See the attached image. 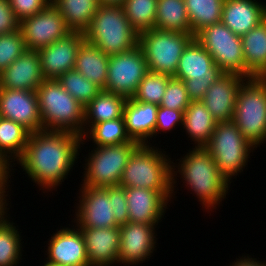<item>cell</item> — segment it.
Listing matches in <instances>:
<instances>
[{
  "mask_svg": "<svg viewBox=\"0 0 266 266\" xmlns=\"http://www.w3.org/2000/svg\"><path fill=\"white\" fill-rule=\"evenodd\" d=\"M178 164L171 161L172 196L178 179L198 198V202L207 212L217 209L230 189V182L217 169L211 153L205 147L189 148L185 156H181ZM176 164V165H175ZM178 165V166H177ZM177 168V169H176ZM177 173H179L178 176ZM175 191V192H174ZM209 210V211H208Z\"/></svg>",
  "mask_w": 266,
  "mask_h": 266,
  "instance_id": "cell-2",
  "label": "cell"
},
{
  "mask_svg": "<svg viewBox=\"0 0 266 266\" xmlns=\"http://www.w3.org/2000/svg\"><path fill=\"white\" fill-rule=\"evenodd\" d=\"M147 72V62L139 45L110 55L107 84L103 90L131 98Z\"/></svg>",
  "mask_w": 266,
  "mask_h": 266,
  "instance_id": "cell-12",
  "label": "cell"
},
{
  "mask_svg": "<svg viewBox=\"0 0 266 266\" xmlns=\"http://www.w3.org/2000/svg\"><path fill=\"white\" fill-rule=\"evenodd\" d=\"M194 38L212 56L223 73H233L245 78V60L242 40L221 21L199 31Z\"/></svg>",
  "mask_w": 266,
  "mask_h": 266,
  "instance_id": "cell-11",
  "label": "cell"
},
{
  "mask_svg": "<svg viewBox=\"0 0 266 266\" xmlns=\"http://www.w3.org/2000/svg\"><path fill=\"white\" fill-rule=\"evenodd\" d=\"M110 200H112V212L114 213L116 225L122 226L129 222L126 188L110 186Z\"/></svg>",
  "mask_w": 266,
  "mask_h": 266,
  "instance_id": "cell-41",
  "label": "cell"
},
{
  "mask_svg": "<svg viewBox=\"0 0 266 266\" xmlns=\"http://www.w3.org/2000/svg\"><path fill=\"white\" fill-rule=\"evenodd\" d=\"M30 134L23 125L0 116V161L9 170V177L14 172L12 162L23 155Z\"/></svg>",
  "mask_w": 266,
  "mask_h": 266,
  "instance_id": "cell-26",
  "label": "cell"
},
{
  "mask_svg": "<svg viewBox=\"0 0 266 266\" xmlns=\"http://www.w3.org/2000/svg\"><path fill=\"white\" fill-rule=\"evenodd\" d=\"M44 80L37 51L26 50L0 73V88L36 91Z\"/></svg>",
  "mask_w": 266,
  "mask_h": 266,
  "instance_id": "cell-22",
  "label": "cell"
},
{
  "mask_svg": "<svg viewBox=\"0 0 266 266\" xmlns=\"http://www.w3.org/2000/svg\"><path fill=\"white\" fill-rule=\"evenodd\" d=\"M221 74L212 56L193 38L184 49L173 77L184 81L191 101H200Z\"/></svg>",
  "mask_w": 266,
  "mask_h": 266,
  "instance_id": "cell-10",
  "label": "cell"
},
{
  "mask_svg": "<svg viewBox=\"0 0 266 266\" xmlns=\"http://www.w3.org/2000/svg\"><path fill=\"white\" fill-rule=\"evenodd\" d=\"M255 148L266 142V78L246 79L239 87L232 120Z\"/></svg>",
  "mask_w": 266,
  "mask_h": 266,
  "instance_id": "cell-6",
  "label": "cell"
},
{
  "mask_svg": "<svg viewBox=\"0 0 266 266\" xmlns=\"http://www.w3.org/2000/svg\"><path fill=\"white\" fill-rule=\"evenodd\" d=\"M80 186L79 203H76L73 219L76 227H117L112 212L110 187Z\"/></svg>",
  "mask_w": 266,
  "mask_h": 266,
  "instance_id": "cell-14",
  "label": "cell"
},
{
  "mask_svg": "<svg viewBox=\"0 0 266 266\" xmlns=\"http://www.w3.org/2000/svg\"><path fill=\"white\" fill-rule=\"evenodd\" d=\"M235 262H232L229 266H266V261H260L251 256H242V258H236ZM263 262V263H262Z\"/></svg>",
  "mask_w": 266,
  "mask_h": 266,
  "instance_id": "cell-45",
  "label": "cell"
},
{
  "mask_svg": "<svg viewBox=\"0 0 266 266\" xmlns=\"http://www.w3.org/2000/svg\"><path fill=\"white\" fill-rule=\"evenodd\" d=\"M27 50L21 30L0 35V73Z\"/></svg>",
  "mask_w": 266,
  "mask_h": 266,
  "instance_id": "cell-38",
  "label": "cell"
},
{
  "mask_svg": "<svg viewBox=\"0 0 266 266\" xmlns=\"http://www.w3.org/2000/svg\"><path fill=\"white\" fill-rule=\"evenodd\" d=\"M192 35L222 20L225 0H184Z\"/></svg>",
  "mask_w": 266,
  "mask_h": 266,
  "instance_id": "cell-32",
  "label": "cell"
},
{
  "mask_svg": "<svg viewBox=\"0 0 266 266\" xmlns=\"http://www.w3.org/2000/svg\"><path fill=\"white\" fill-rule=\"evenodd\" d=\"M157 109L158 105L127 99L123 117L127 135L131 140L151 145L149 141L154 137Z\"/></svg>",
  "mask_w": 266,
  "mask_h": 266,
  "instance_id": "cell-24",
  "label": "cell"
},
{
  "mask_svg": "<svg viewBox=\"0 0 266 266\" xmlns=\"http://www.w3.org/2000/svg\"><path fill=\"white\" fill-rule=\"evenodd\" d=\"M245 78H266V18L241 37Z\"/></svg>",
  "mask_w": 266,
  "mask_h": 266,
  "instance_id": "cell-25",
  "label": "cell"
},
{
  "mask_svg": "<svg viewBox=\"0 0 266 266\" xmlns=\"http://www.w3.org/2000/svg\"><path fill=\"white\" fill-rule=\"evenodd\" d=\"M159 30L190 33L191 25L184 0H157L155 27Z\"/></svg>",
  "mask_w": 266,
  "mask_h": 266,
  "instance_id": "cell-31",
  "label": "cell"
},
{
  "mask_svg": "<svg viewBox=\"0 0 266 266\" xmlns=\"http://www.w3.org/2000/svg\"><path fill=\"white\" fill-rule=\"evenodd\" d=\"M9 183L11 184V181L0 180V217L10 209L7 207L9 203H7L8 199H6L9 195V191H7L8 187H10Z\"/></svg>",
  "mask_w": 266,
  "mask_h": 266,
  "instance_id": "cell-44",
  "label": "cell"
},
{
  "mask_svg": "<svg viewBox=\"0 0 266 266\" xmlns=\"http://www.w3.org/2000/svg\"><path fill=\"white\" fill-rule=\"evenodd\" d=\"M266 18V3L257 0H225L221 22L237 36H244Z\"/></svg>",
  "mask_w": 266,
  "mask_h": 266,
  "instance_id": "cell-23",
  "label": "cell"
},
{
  "mask_svg": "<svg viewBox=\"0 0 266 266\" xmlns=\"http://www.w3.org/2000/svg\"><path fill=\"white\" fill-rule=\"evenodd\" d=\"M205 148L230 183L247 167L250 153L256 149L242 136L233 121L218 122Z\"/></svg>",
  "mask_w": 266,
  "mask_h": 266,
  "instance_id": "cell-7",
  "label": "cell"
},
{
  "mask_svg": "<svg viewBox=\"0 0 266 266\" xmlns=\"http://www.w3.org/2000/svg\"><path fill=\"white\" fill-rule=\"evenodd\" d=\"M6 211L0 217V266H17L22 260L21 232L10 221ZM8 214V215H7Z\"/></svg>",
  "mask_w": 266,
  "mask_h": 266,
  "instance_id": "cell-33",
  "label": "cell"
},
{
  "mask_svg": "<svg viewBox=\"0 0 266 266\" xmlns=\"http://www.w3.org/2000/svg\"><path fill=\"white\" fill-rule=\"evenodd\" d=\"M81 139L70 131L33 132L23 155L13 166L19 164L44 194L53 191L64 182L80 158L77 156L81 152Z\"/></svg>",
  "mask_w": 266,
  "mask_h": 266,
  "instance_id": "cell-1",
  "label": "cell"
},
{
  "mask_svg": "<svg viewBox=\"0 0 266 266\" xmlns=\"http://www.w3.org/2000/svg\"><path fill=\"white\" fill-rule=\"evenodd\" d=\"M20 30L27 50L34 51L47 47L72 32L52 3L39 13L23 19Z\"/></svg>",
  "mask_w": 266,
  "mask_h": 266,
  "instance_id": "cell-13",
  "label": "cell"
},
{
  "mask_svg": "<svg viewBox=\"0 0 266 266\" xmlns=\"http://www.w3.org/2000/svg\"><path fill=\"white\" fill-rule=\"evenodd\" d=\"M9 178V170L0 161V180L10 181Z\"/></svg>",
  "mask_w": 266,
  "mask_h": 266,
  "instance_id": "cell-47",
  "label": "cell"
},
{
  "mask_svg": "<svg viewBox=\"0 0 266 266\" xmlns=\"http://www.w3.org/2000/svg\"><path fill=\"white\" fill-rule=\"evenodd\" d=\"M122 7L132 28L138 34L154 29L157 0H124Z\"/></svg>",
  "mask_w": 266,
  "mask_h": 266,
  "instance_id": "cell-35",
  "label": "cell"
},
{
  "mask_svg": "<svg viewBox=\"0 0 266 266\" xmlns=\"http://www.w3.org/2000/svg\"><path fill=\"white\" fill-rule=\"evenodd\" d=\"M148 144H140L128 159L119 186L171 190V158L164 151ZM167 154V155H166Z\"/></svg>",
  "mask_w": 266,
  "mask_h": 266,
  "instance_id": "cell-5",
  "label": "cell"
},
{
  "mask_svg": "<svg viewBox=\"0 0 266 266\" xmlns=\"http://www.w3.org/2000/svg\"><path fill=\"white\" fill-rule=\"evenodd\" d=\"M101 6H122L124 0H98Z\"/></svg>",
  "mask_w": 266,
  "mask_h": 266,
  "instance_id": "cell-46",
  "label": "cell"
},
{
  "mask_svg": "<svg viewBox=\"0 0 266 266\" xmlns=\"http://www.w3.org/2000/svg\"><path fill=\"white\" fill-rule=\"evenodd\" d=\"M57 81L83 107L103 90L75 69L65 72L57 78Z\"/></svg>",
  "mask_w": 266,
  "mask_h": 266,
  "instance_id": "cell-36",
  "label": "cell"
},
{
  "mask_svg": "<svg viewBox=\"0 0 266 266\" xmlns=\"http://www.w3.org/2000/svg\"><path fill=\"white\" fill-rule=\"evenodd\" d=\"M193 38L190 33L156 28L140 33L138 45L144 53L148 71L173 77L184 49Z\"/></svg>",
  "mask_w": 266,
  "mask_h": 266,
  "instance_id": "cell-8",
  "label": "cell"
},
{
  "mask_svg": "<svg viewBox=\"0 0 266 266\" xmlns=\"http://www.w3.org/2000/svg\"><path fill=\"white\" fill-rule=\"evenodd\" d=\"M190 102L184 81L172 77L159 106L184 112Z\"/></svg>",
  "mask_w": 266,
  "mask_h": 266,
  "instance_id": "cell-39",
  "label": "cell"
},
{
  "mask_svg": "<svg viewBox=\"0 0 266 266\" xmlns=\"http://www.w3.org/2000/svg\"><path fill=\"white\" fill-rule=\"evenodd\" d=\"M83 35L87 42L109 56L136 47L139 36L132 28L122 6L101 5Z\"/></svg>",
  "mask_w": 266,
  "mask_h": 266,
  "instance_id": "cell-4",
  "label": "cell"
},
{
  "mask_svg": "<svg viewBox=\"0 0 266 266\" xmlns=\"http://www.w3.org/2000/svg\"><path fill=\"white\" fill-rule=\"evenodd\" d=\"M60 228L47 241V261L64 266H89L86 245L80 229Z\"/></svg>",
  "mask_w": 266,
  "mask_h": 266,
  "instance_id": "cell-19",
  "label": "cell"
},
{
  "mask_svg": "<svg viewBox=\"0 0 266 266\" xmlns=\"http://www.w3.org/2000/svg\"><path fill=\"white\" fill-rule=\"evenodd\" d=\"M216 124L202 100L191 101L184 111L183 129L189 135L190 142L196 144L195 147H205L209 143Z\"/></svg>",
  "mask_w": 266,
  "mask_h": 266,
  "instance_id": "cell-27",
  "label": "cell"
},
{
  "mask_svg": "<svg viewBox=\"0 0 266 266\" xmlns=\"http://www.w3.org/2000/svg\"><path fill=\"white\" fill-rule=\"evenodd\" d=\"M171 78V76L166 74L148 71L131 98L138 102L151 103L159 106Z\"/></svg>",
  "mask_w": 266,
  "mask_h": 266,
  "instance_id": "cell-37",
  "label": "cell"
},
{
  "mask_svg": "<svg viewBox=\"0 0 266 266\" xmlns=\"http://www.w3.org/2000/svg\"><path fill=\"white\" fill-rule=\"evenodd\" d=\"M109 55L86 40L78 50L74 69L104 89L107 84Z\"/></svg>",
  "mask_w": 266,
  "mask_h": 266,
  "instance_id": "cell-29",
  "label": "cell"
},
{
  "mask_svg": "<svg viewBox=\"0 0 266 266\" xmlns=\"http://www.w3.org/2000/svg\"><path fill=\"white\" fill-rule=\"evenodd\" d=\"M171 199V190L126 188L129 222L159 224Z\"/></svg>",
  "mask_w": 266,
  "mask_h": 266,
  "instance_id": "cell-17",
  "label": "cell"
},
{
  "mask_svg": "<svg viewBox=\"0 0 266 266\" xmlns=\"http://www.w3.org/2000/svg\"><path fill=\"white\" fill-rule=\"evenodd\" d=\"M43 263H44V265H42V266H64V265L53 263V262H50V261H47V260L45 262H43Z\"/></svg>",
  "mask_w": 266,
  "mask_h": 266,
  "instance_id": "cell-48",
  "label": "cell"
},
{
  "mask_svg": "<svg viewBox=\"0 0 266 266\" xmlns=\"http://www.w3.org/2000/svg\"><path fill=\"white\" fill-rule=\"evenodd\" d=\"M85 37L81 32H71L66 37L37 50L45 79H57L74 70L78 50Z\"/></svg>",
  "mask_w": 266,
  "mask_h": 266,
  "instance_id": "cell-18",
  "label": "cell"
},
{
  "mask_svg": "<svg viewBox=\"0 0 266 266\" xmlns=\"http://www.w3.org/2000/svg\"><path fill=\"white\" fill-rule=\"evenodd\" d=\"M20 29V21L16 18L9 0H0V35Z\"/></svg>",
  "mask_w": 266,
  "mask_h": 266,
  "instance_id": "cell-43",
  "label": "cell"
},
{
  "mask_svg": "<svg viewBox=\"0 0 266 266\" xmlns=\"http://www.w3.org/2000/svg\"><path fill=\"white\" fill-rule=\"evenodd\" d=\"M158 224L127 222L120 228V249L118 263L123 265H138L149 260L156 251L155 230ZM149 258V259H148Z\"/></svg>",
  "mask_w": 266,
  "mask_h": 266,
  "instance_id": "cell-15",
  "label": "cell"
},
{
  "mask_svg": "<svg viewBox=\"0 0 266 266\" xmlns=\"http://www.w3.org/2000/svg\"><path fill=\"white\" fill-rule=\"evenodd\" d=\"M246 80L241 75L223 73L207 89L202 102L218 122L232 121L236 96L240 85Z\"/></svg>",
  "mask_w": 266,
  "mask_h": 266,
  "instance_id": "cell-20",
  "label": "cell"
},
{
  "mask_svg": "<svg viewBox=\"0 0 266 266\" xmlns=\"http://www.w3.org/2000/svg\"><path fill=\"white\" fill-rule=\"evenodd\" d=\"M84 237L89 266L118 264L120 228L78 227Z\"/></svg>",
  "mask_w": 266,
  "mask_h": 266,
  "instance_id": "cell-21",
  "label": "cell"
},
{
  "mask_svg": "<svg viewBox=\"0 0 266 266\" xmlns=\"http://www.w3.org/2000/svg\"><path fill=\"white\" fill-rule=\"evenodd\" d=\"M140 144L134 140L111 145L94 146L85 159L83 186L110 187L119 186L120 179L128 159Z\"/></svg>",
  "mask_w": 266,
  "mask_h": 266,
  "instance_id": "cell-9",
  "label": "cell"
},
{
  "mask_svg": "<svg viewBox=\"0 0 266 266\" xmlns=\"http://www.w3.org/2000/svg\"><path fill=\"white\" fill-rule=\"evenodd\" d=\"M36 94L43 130L83 135L84 107L63 89L57 79H45Z\"/></svg>",
  "mask_w": 266,
  "mask_h": 266,
  "instance_id": "cell-3",
  "label": "cell"
},
{
  "mask_svg": "<svg viewBox=\"0 0 266 266\" xmlns=\"http://www.w3.org/2000/svg\"><path fill=\"white\" fill-rule=\"evenodd\" d=\"M184 112L158 106L154 138L163 132L174 130L175 126L183 127ZM174 128V129H173Z\"/></svg>",
  "mask_w": 266,
  "mask_h": 266,
  "instance_id": "cell-40",
  "label": "cell"
},
{
  "mask_svg": "<svg viewBox=\"0 0 266 266\" xmlns=\"http://www.w3.org/2000/svg\"><path fill=\"white\" fill-rule=\"evenodd\" d=\"M50 3L49 0H9L16 18L20 22L44 10Z\"/></svg>",
  "mask_w": 266,
  "mask_h": 266,
  "instance_id": "cell-42",
  "label": "cell"
},
{
  "mask_svg": "<svg viewBox=\"0 0 266 266\" xmlns=\"http://www.w3.org/2000/svg\"><path fill=\"white\" fill-rule=\"evenodd\" d=\"M0 116L23 125L31 133L43 131L36 91L0 88Z\"/></svg>",
  "mask_w": 266,
  "mask_h": 266,
  "instance_id": "cell-16",
  "label": "cell"
},
{
  "mask_svg": "<svg viewBox=\"0 0 266 266\" xmlns=\"http://www.w3.org/2000/svg\"><path fill=\"white\" fill-rule=\"evenodd\" d=\"M81 138V145L89 138L93 146L119 145L131 141L126 132L124 117L92 125Z\"/></svg>",
  "mask_w": 266,
  "mask_h": 266,
  "instance_id": "cell-34",
  "label": "cell"
},
{
  "mask_svg": "<svg viewBox=\"0 0 266 266\" xmlns=\"http://www.w3.org/2000/svg\"><path fill=\"white\" fill-rule=\"evenodd\" d=\"M126 101L122 95L102 90L84 107L83 134L92 125L123 117Z\"/></svg>",
  "mask_w": 266,
  "mask_h": 266,
  "instance_id": "cell-28",
  "label": "cell"
},
{
  "mask_svg": "<svg viewBox=\"0 0 266 266\" xmlns=\"http://www.w3.org/2000/svg\"><path fill=\"white\" fill-rule=\"evenodd\" d=\"M52 5L72 32L84 33L98 10V0H53Z\"/></svg>",
  "mask_w": 266,
  "mask_h": 266,
  "instance_id": "cell-30",
  "label": "cell"
}]
</instances>
